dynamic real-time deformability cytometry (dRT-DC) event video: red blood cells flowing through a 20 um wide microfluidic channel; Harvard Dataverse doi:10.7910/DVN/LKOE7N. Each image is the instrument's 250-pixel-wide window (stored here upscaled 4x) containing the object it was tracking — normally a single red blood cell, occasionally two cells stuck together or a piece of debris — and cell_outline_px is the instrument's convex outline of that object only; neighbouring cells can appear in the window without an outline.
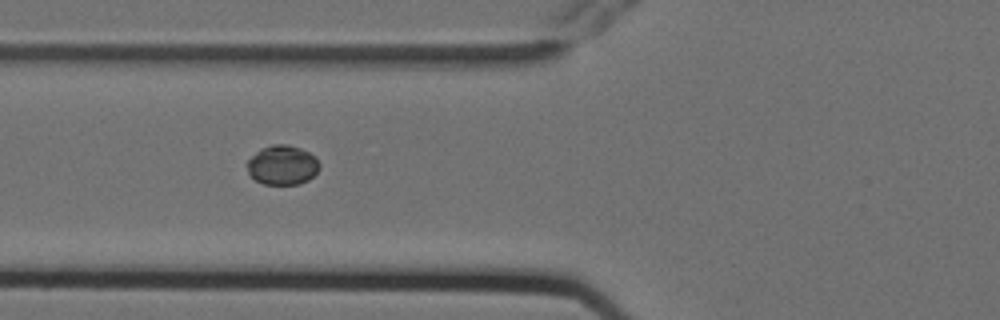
{"species": "Egyptian fruit bat (a non-hibernating species)", "species_latin": "Rousettus aegyptiacus", "temperature_condition": "cold", "stored_images_in_passage": 5, "camera_frame_rate_fps": 3000, "um_per_image_px": 0.085, "animal": {"sex": "female"}, "frame": {"image": 1, "passage_image": 4, "time_ms": 1.0, "image_size_px": [1000, 320], "cell_outline_px": [[320, 168], [308, 180], [300, 184], [264, 184], [256, 180], [248, 172], [244, 164], [260, 148], [272, 144], [288, 144], [300, 148], [316, 156], [320, 164]], "centroid_in_image_um": [23.99, 14.02], "position_along_channel_um": 101.8, "area_um2": 16.82}}
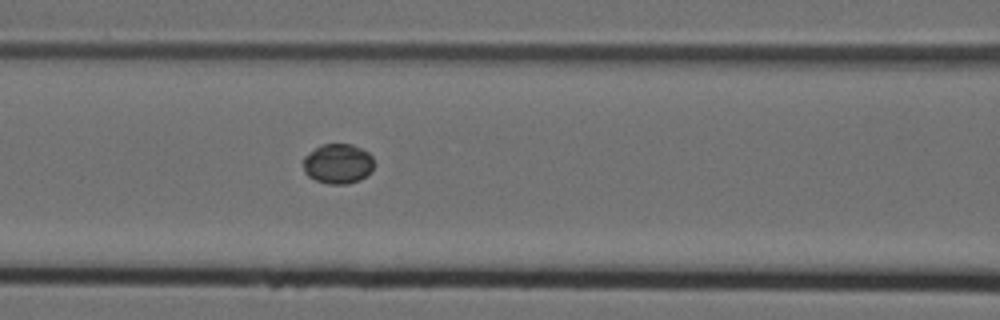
{"frame": {"image": 2, "passage_image": 5, "time_ms": 1.333, "image_size_px": [1000, 320], "cell_outline_px": [[372, 172], [360, 180], [348, 184], [328, 184], [316, 180], [308, 176], [304, 172], [304, 156], [316, 148], [324, 144], [352, 144], [368, 152], [372, 156]], "centroid_in_image_um": [28.73, 13.93], "position_along_channel_um": 137.9, "area_um2": 16.42}}